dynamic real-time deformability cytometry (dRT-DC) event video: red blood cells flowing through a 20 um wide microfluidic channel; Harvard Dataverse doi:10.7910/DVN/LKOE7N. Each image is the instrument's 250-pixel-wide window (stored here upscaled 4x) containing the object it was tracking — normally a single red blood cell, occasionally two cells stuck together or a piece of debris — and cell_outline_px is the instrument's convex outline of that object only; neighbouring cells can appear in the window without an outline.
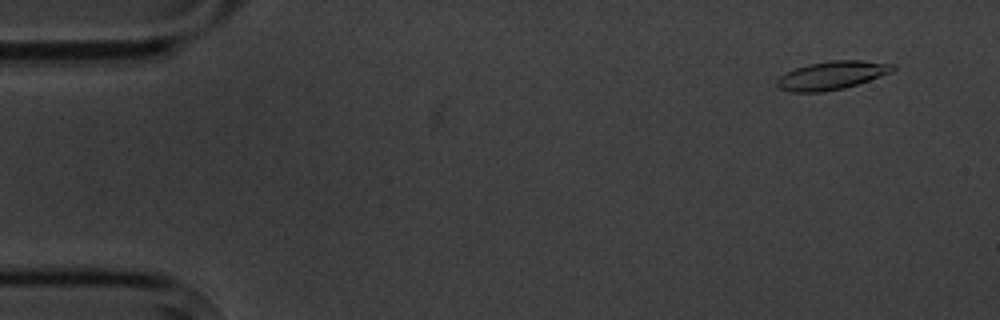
{"species": "common noctule bat (a hibernating species)", "species_latin": "Nyctalus noctula", "temperature_condition": "cold", "stored_images_in_passage": 5, "camera_frame_rate_fps": 3000, "um_per_image_px": 0.085, "animal": {"sex": "male", "body_mass_g": 20.1, "forearm_length_mm": 53.5}, "frame": {"image": 1, "passage_image": 5, "time_ms": 4.667, "image_size_px": [1000, 320], "cell_outline_px": [[896, 68], [892, 72], [844, 88], [824, 92], [792, 92], [780, 88], [776, 84], [776, 80], [780, 76], [796, 68], [808, 64], [832, 60], [860, 60], [896, 64]], "centroid_in_image_um": [70.72, 6.4], "position_along_channel_um": 14.3, "area_um2": 19.02}}